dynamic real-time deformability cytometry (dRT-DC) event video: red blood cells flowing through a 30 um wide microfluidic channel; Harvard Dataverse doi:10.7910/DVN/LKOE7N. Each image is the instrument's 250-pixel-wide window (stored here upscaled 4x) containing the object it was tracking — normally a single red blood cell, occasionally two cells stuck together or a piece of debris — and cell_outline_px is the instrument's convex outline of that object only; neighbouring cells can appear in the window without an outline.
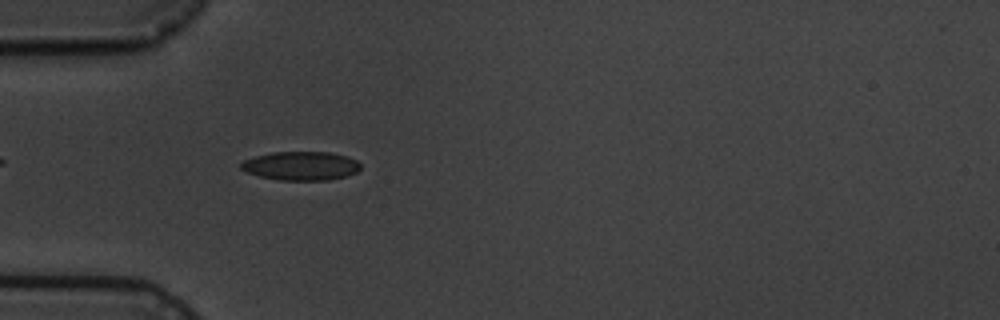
{"species": "common noctule bat (a hibernating species)", "species_latin": "Nyctalus noctula", "temperature_condition": "cold", "stored_images_in_passage": 1, "camera_frame_rate_fps": 3000, "um_per_image_px": 0.085, "animal": {"sex": "male", "body_mass_g": 19.5, "forearm_length_mm": 54.6}, "frame": {"image": 1, "passage_image": 1, "time_ms": 0.0, "image_size_px": [1000, 320], "cell_outline_px": [[360, 168], [356, 172], [348, 176], [328, 180], [280, 180], [260, 176], [248, 172], [240, 168], [240, 164], [244, 160], [256, 156], [272, 152], [328, 152], [348, 156], [356, 160], [360, 164]], "centroid_in_image_um": [25.6, 14.1], "position_along_channel_um": 59.4, "area_um2": 20.0}}